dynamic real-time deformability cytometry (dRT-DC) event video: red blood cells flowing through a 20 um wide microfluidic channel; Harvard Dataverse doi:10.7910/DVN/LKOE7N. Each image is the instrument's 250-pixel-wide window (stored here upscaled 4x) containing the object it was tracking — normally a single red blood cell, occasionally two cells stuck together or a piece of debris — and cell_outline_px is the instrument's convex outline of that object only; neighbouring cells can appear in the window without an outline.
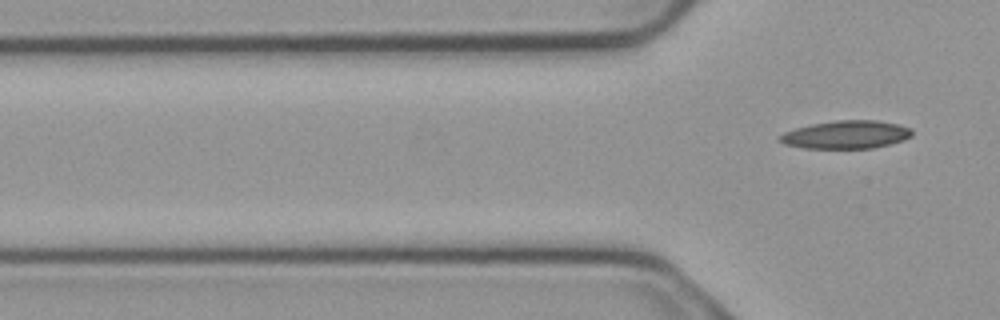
{"species": "common noctule bat (a hibernating species)", "species_latin": "Nyctalus noctula", "temperature_condition": "cold", "stored_images_in_passage": 5, "camera_frame_rate_fps": 3000, "um_per_image_px": 0.085, "animal": {"sex": "male", "body_mass_g": 23.1, "forearm_length_mm": 52.7}, "frame": {"image": 1, "passage_image": 5, "time_ms": 1.333, "image_size_px": [1000, 320], "cell_outline_px": [[912, 136], [904, 140], [872, 148], [804, 148], [784, 144], [776, 140], [784, 132], [796, 128], [812, 124], [836, 120], [876, 120], [900, 124], [912, 128]], "centroid_in_image_um": [71.93, 11.44], "position_along_channel_um": 53.9, "area_um2": 21.68}}